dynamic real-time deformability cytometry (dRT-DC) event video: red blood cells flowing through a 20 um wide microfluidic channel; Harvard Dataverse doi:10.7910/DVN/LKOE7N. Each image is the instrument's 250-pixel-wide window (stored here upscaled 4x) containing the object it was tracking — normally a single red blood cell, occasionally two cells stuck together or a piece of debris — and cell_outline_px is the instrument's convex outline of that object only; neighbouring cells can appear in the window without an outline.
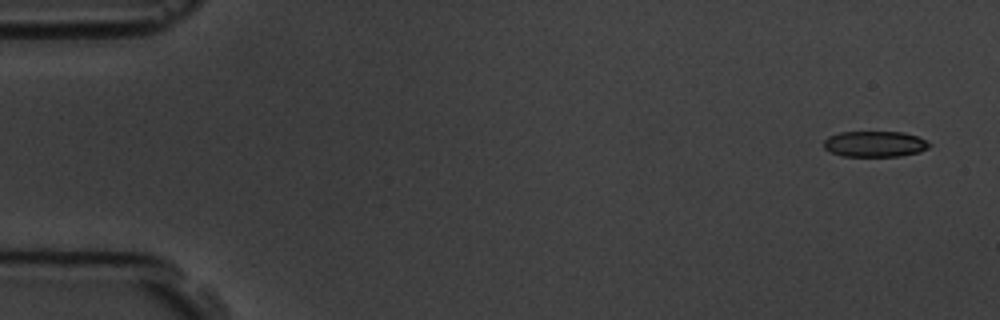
{"species": "common noctule bat (a hibernating species)", "species_latin": "Nyctalus noctula", "temperature_condition": "room temperature", "stored_images_in_passage": 5, "camera_frame_rate_fps": 3000, "um_per_image_px": 0.085, "animal": {"sex": "male", "body_mass_g": 19.5, "forearm_length_mm": 54.6}, "frame": {"image": 1, "passage_image": 1, "time_ms": 0.0, "image_size_px": [1000, 320], "cell_outline_px": [[932, 144], [928, 148], [920, 152], [900, 156], [840, 156], [824, 148], [824, 140], [828, 136], [840, 132], [904, 132], [916, 136]], "centroid_in_image_um": [74.35, 12.24], "position_along_channel_um": 10.6, "area_um2": 15.9}}
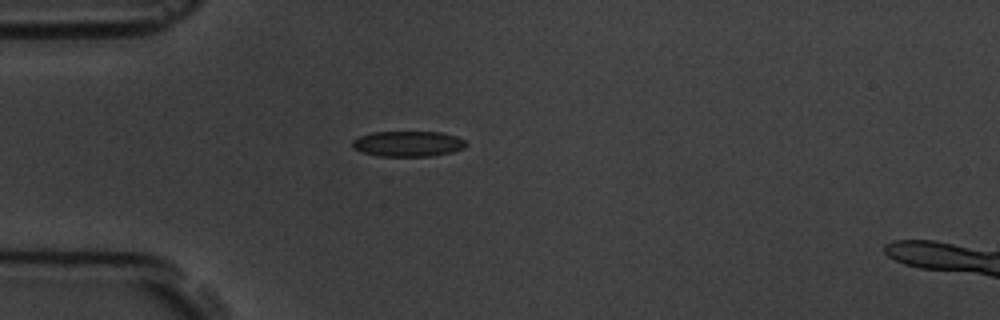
{"frame": {"image": 2, "passage_image": 5, "time_ms": 4.333, "image_size_px": [1000, 320], "cell_outline_px": [[468, 144], [464, 148], [452, 152], [432, 156], [380, 156], [364, 152], [352, 148], [352, 140], [360, 136], [372, 132], [440, 132], [456, 136], [464, 140]], "centroid_in_image_um": [34.69, 12.22], "position_along_channel_um": 50.3, "area_um2": 16.88}}